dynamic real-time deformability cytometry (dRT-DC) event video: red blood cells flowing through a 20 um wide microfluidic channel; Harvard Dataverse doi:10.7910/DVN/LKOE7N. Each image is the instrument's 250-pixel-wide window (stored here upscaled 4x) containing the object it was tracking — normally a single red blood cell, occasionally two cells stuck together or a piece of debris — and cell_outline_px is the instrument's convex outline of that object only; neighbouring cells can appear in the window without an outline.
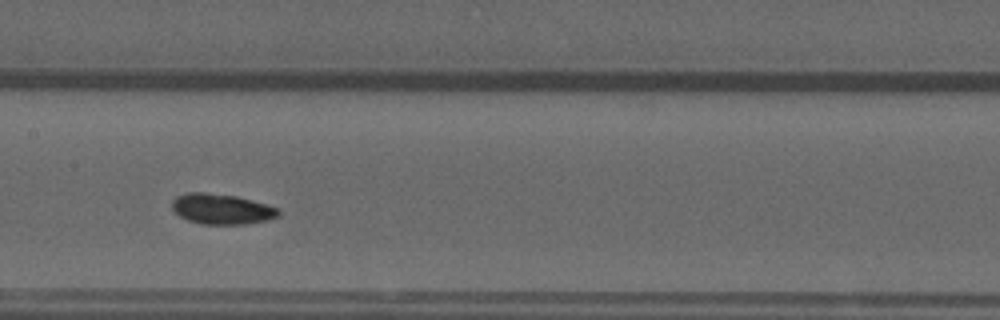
{"species": "common noctule bat (a hibernating species)", "species_latin": "Nyctalus noctula", "temperature_condition": "warm", "stored_images_in_passage": 22, "camera_frame_rate_fps": 3000, "um_per_image_px": 0.085, "animal": {"sex": "male", "forearm_length_mm": 52.5}, "frame": {"image": 1, "passage_image": 13, "time_ms": 4.0, "image_size_px": [1000, 320], "cell_outline_px": [[280, 216], [268, 220], [244, 224], [200, 224], [188, 220], [180, 216], [172, 208], [172, 200], [176, 196], [188, 192], [204, 192], [236, 196], [252, 200], [280, 208]], "centroid_in_image_um": [18.86, 17.76], "position_along_channel_um": 188.5, "area_um2": 18.96}}
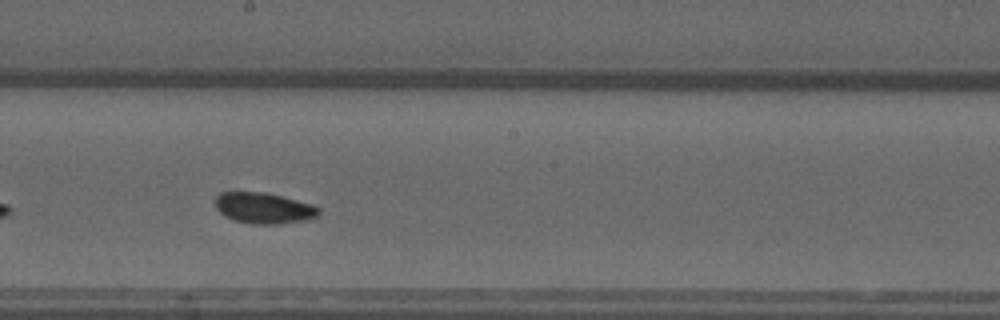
{"frame": {"image": 2, "passage_image": 16, "time_ms": 5.0, "image_size_px": [1000, 320], "cell_outline_px": [[320, 212], [316, 216], [304, 220], [276, 224], [252, 224], [232, 220], [224, 216], [216, 208], [216, 196], [220, 192], [264, 192], [312, 204], [320, 208]], "centroid_in_image_um": [22.39, 17.69], "position_along_channel_um": 225.8, "area_um2": 18.55}}
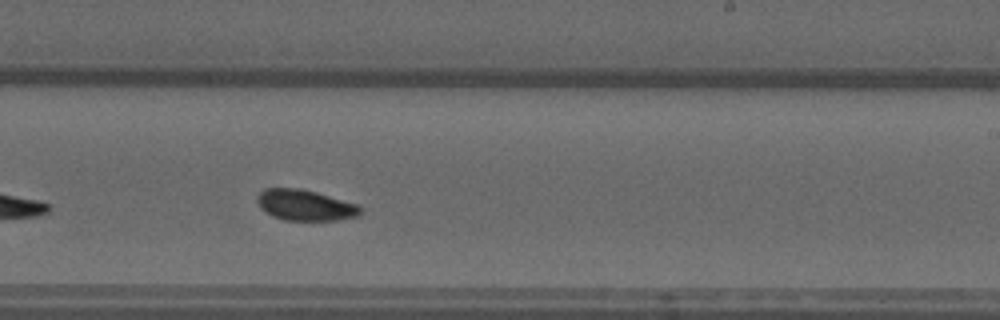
{"frame": {"image": 3, "passage_image": 19, "time_ms": 6.0, "image_size_px": [1000, 320], "cell_outline_px": [[360, 212], [356, 216], [336, 220], [284, 220], [272, 216], [264, 212], [260, 208], [256, 200], [256, 196], [264, 188], [300, 188], [316, 192], [356, 204], [360, 208]], "centroid_in_image_um": [25.85, 17.43], "position_along_channel_um": 263.2, "area_um2": 18.44}}